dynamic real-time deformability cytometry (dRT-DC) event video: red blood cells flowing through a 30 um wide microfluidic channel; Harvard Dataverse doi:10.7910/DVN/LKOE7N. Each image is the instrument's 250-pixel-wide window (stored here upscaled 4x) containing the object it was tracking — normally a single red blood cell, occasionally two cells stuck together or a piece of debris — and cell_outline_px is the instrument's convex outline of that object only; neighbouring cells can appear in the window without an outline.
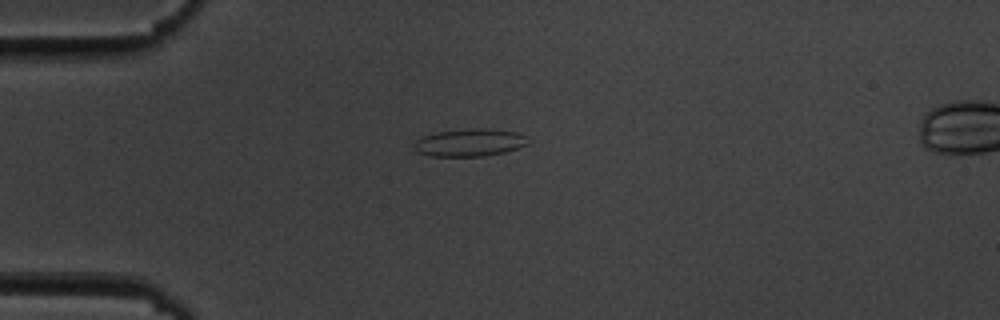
{"species": "common noctule bat (a hibernating species)", "species_latin": "Nyctalus noctula", "temperature_condition": "cold", "stored_images_in_passage": 42, "camera_frame_rate_fps": 3000, "um_per_image_px": 0.085, "animal": {"sex": "male", "body_mass_g": 19.5, "forearm_length_mm": 54.6}, "frame": {"image": 1, "passage_image": 1, "time_ms": 0.0, "image_size_px": [1000, 320], "cell_outline_px": [[532, 140], [528, 144], [504, 152], [484, 156], [432, 156], [416, 152], [416, 140], [424, 136], [436, 132], [468, 128], [484, 128], [516, 132]], "centroid_in_image_um": [39.95, 12.11], "position_along_channel_um": 45.1, "area_um2": 18.21}}
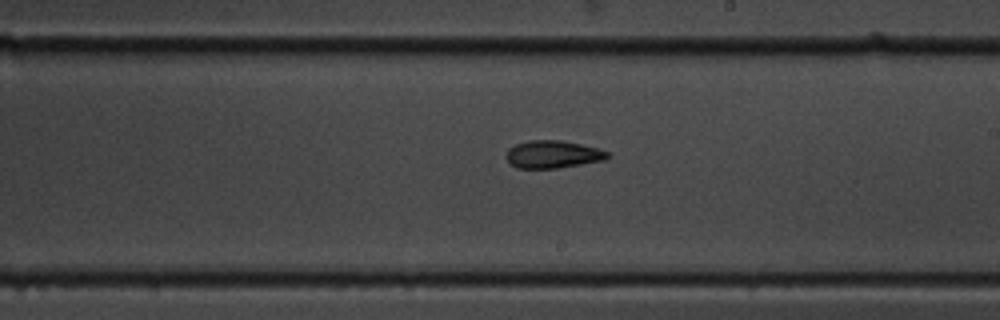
{"frame": {"image": 2, "passage_image": 19, "time_ms": 6.0, "image_size_px": [1000, 320], "cell_outline_px": [[612, 156], [604, 160], [556, 168], [516, 168], [508, 164], [508, 148], [516, 144], [528, 140], [560, 140], [580, 144], [596, 148], [608, 152]], "centroid_in_image_um": [46.98, 13.12], "position_along_channel_um": 242.0, "area_um2": 16.18}}
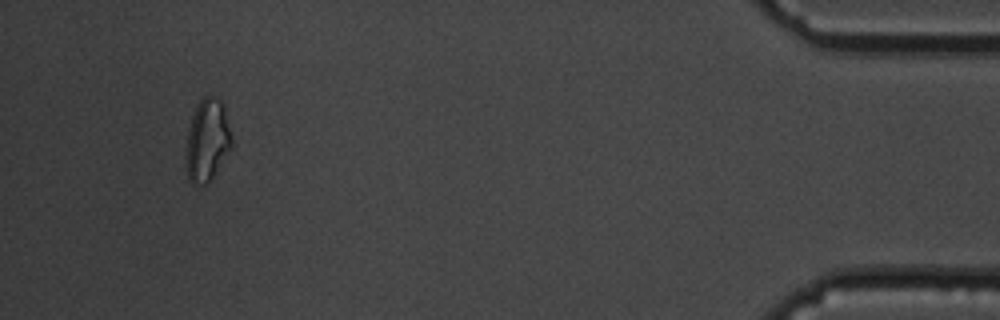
{"frame": {"image": 3, "passage_image": 39, "time_ms": 12.667, "image_size_px": [1000, 320], "cell_outline_px": [[232, 148], [208, 184], [192, 184], [188, 180], [184, 164], [184, 156], [188, 128], [192, 116], [200, 100], [204, 96], [216, 96], [224, 104], [232, 140]], "centroid_in_image_um": [17.59, 11.96], "position_along_channel_um": 417.6, "area_um2": 22.43}, "authors_computed_cell_mechanics": {"area_um2": 16.5597, "velocity_mm_per_s": 3.6315, "shape_relaxation_time_tau1_ms": null, "shape_relaxation_time_tau2_ms": 6.2762, "deformation_change_tau1": null, "deformation_change_tau2": 0.1251}}